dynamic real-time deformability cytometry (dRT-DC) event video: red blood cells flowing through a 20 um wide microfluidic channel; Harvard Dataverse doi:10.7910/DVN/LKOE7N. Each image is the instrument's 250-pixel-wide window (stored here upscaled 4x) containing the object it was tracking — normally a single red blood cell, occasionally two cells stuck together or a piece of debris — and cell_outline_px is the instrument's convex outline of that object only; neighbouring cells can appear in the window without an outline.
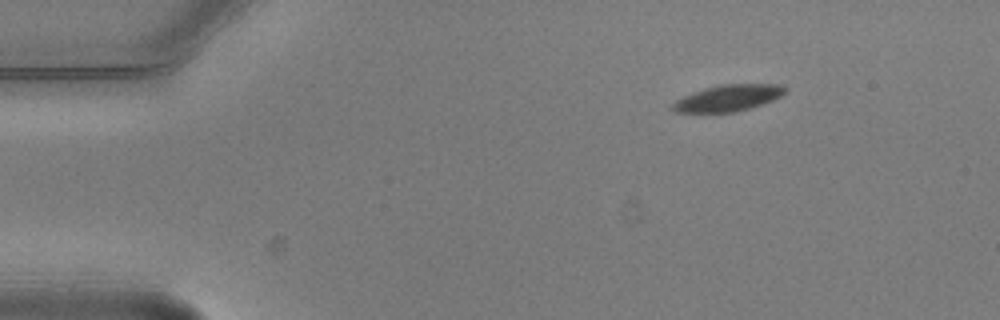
{"species": "common noctule bat (a hibernating species)", "species_latin": "Nyctalus noctula", "temperature_condition": "warm", "stored_images_in_passage": 3, "segment_of_instrument_passage": [2, 2], "camera_frame_rate_fps": 3000, "um_per_image_px": 0.085, "animal": {"sex": "male", "body_mass_g": 20.5, "forearm_length_mm": 52.5}, "frame": {"image": 1, "passage_image": 3, "time_ms": 0.667, "image_size_px": [1000, 320], "cell_outline_px": [[788, 92], [772, 100], [736, 112], [676, 112], [672, 108], [672, 104], [676, 100], [692, 92], [704, 88], [720, 84], [784, 84], [788, 88]], "centroid_in_image_um": [61.93, 8.31], "position_along_channel_um": 23.1, "area_um2": 17.28}}